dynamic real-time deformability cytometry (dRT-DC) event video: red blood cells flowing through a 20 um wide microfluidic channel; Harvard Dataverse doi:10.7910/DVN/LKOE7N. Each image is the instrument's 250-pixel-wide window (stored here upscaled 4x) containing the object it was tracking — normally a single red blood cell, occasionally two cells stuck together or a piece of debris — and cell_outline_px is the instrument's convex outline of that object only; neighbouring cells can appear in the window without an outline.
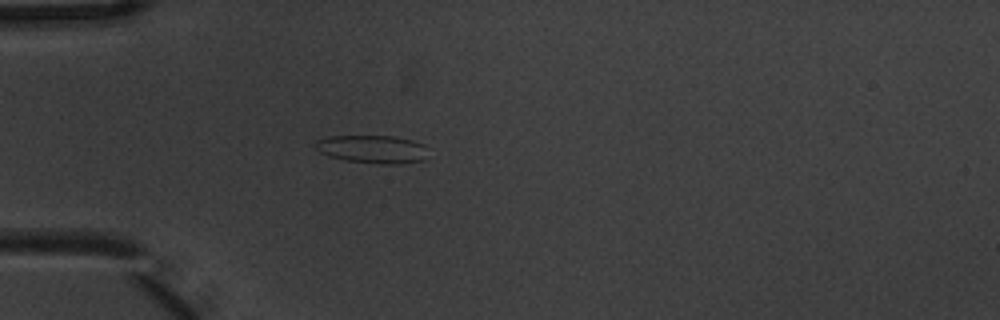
{"species": "common noctule bat (a hibernating species)", "species_latin": "Nyctalus noctula", "temperature_condition": "warm", "stored_images_in_passage": 3, "camera_frame_rate_fps": 3000, "um_per_image_px": 0.085, "animal": {"sex": "male", "body_mass_g": 20.1, "forearm_length_mm": 53.5}, "frame": {"image": 1, "passage_image": 3, "time_ms": 0.667, "image_size_px": [1000, 320], "cell_outline_px": [[424, 160], [400, 164], [380, 164], [344, 160], [328, 156], [320, 152], [316, 148], [316, 140], [328, 136], [392, 136], [412, 140], [424, 144]], "centroid_in_image_um": [31.62, 12.68], "position_along_channel_um": 53.4, "area_um2": 18.32}}